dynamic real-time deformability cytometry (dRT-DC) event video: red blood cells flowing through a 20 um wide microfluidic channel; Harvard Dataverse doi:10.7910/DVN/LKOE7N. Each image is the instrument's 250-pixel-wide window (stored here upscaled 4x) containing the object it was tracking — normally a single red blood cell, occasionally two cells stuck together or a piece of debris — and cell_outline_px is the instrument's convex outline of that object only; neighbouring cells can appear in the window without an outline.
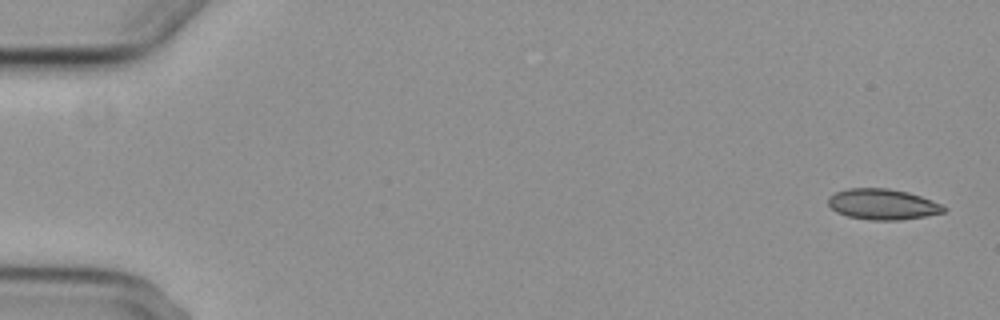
{"species": "common noctule bat (a hibernating species)", "species_latin": "Nyctalus noctula", "temperature_condition": "cold", "stored_images_in_passage": 6, "segment_of_instrument_passage": [2, 2], "camera_frame_rate_fps": 3000, "um_per_image_px": 0.085, "animal": {"sex": "female", "body_mass_g": 29.2, "forearm_length_mm": 56.3}, "frame": {"image": 1, "passage_image": 6, "time_ms": 6.333, "image_size_px": [1000, 320], "cell_outline_px": [[948, 208], [944, 212], [924, 216], [900, 220], [868, 220], [848, 216], [836, 212], [828, 204], [828, 196], [836, 192], [848, 188], [888, 188], [908, 192], [920, 196], [940, 204]], "centroid_in_image_um": [75.0, 17.36], "position_along_channel_um": 10.0, "area_um2": 20.63}}